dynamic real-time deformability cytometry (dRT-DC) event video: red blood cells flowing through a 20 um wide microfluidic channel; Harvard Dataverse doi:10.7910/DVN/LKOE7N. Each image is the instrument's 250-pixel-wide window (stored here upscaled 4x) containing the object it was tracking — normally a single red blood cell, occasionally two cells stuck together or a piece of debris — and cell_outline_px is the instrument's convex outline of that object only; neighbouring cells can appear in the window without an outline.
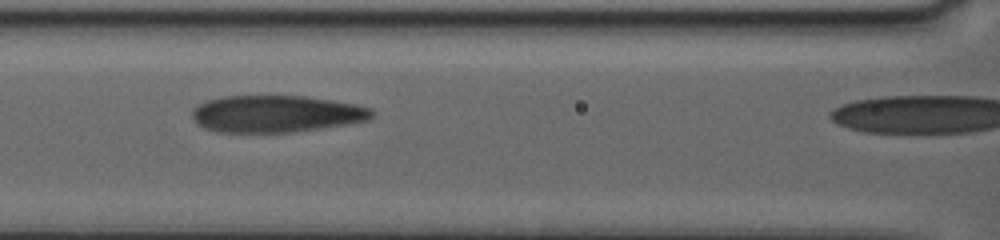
{"species": "human", "species_latin": "Homo sapiens", "temperature_condition": "warm", "stored_images_in_passage": 16, "camera_frame_rate_fps": 3000, "um_per_image_px": 0.085, "donor": {"sex": "female"}, "frame": {"image": 1, "passage_image": 10, "time_ms": 4.667, "image_size_px": [1000, 240], "cell_outline_px": [[376, 112], [368, 120], [296, 132], [216, 132], [204, 128], [196, 124], [192, 116], [192, 108], [208, 100], [224, 96], [304, 96], [332, 100], [372, 108]], "centroid_in_image_um": [23.44, 9.68], "position_along_channel_um": 143.2, "area_um2": 38.67}}
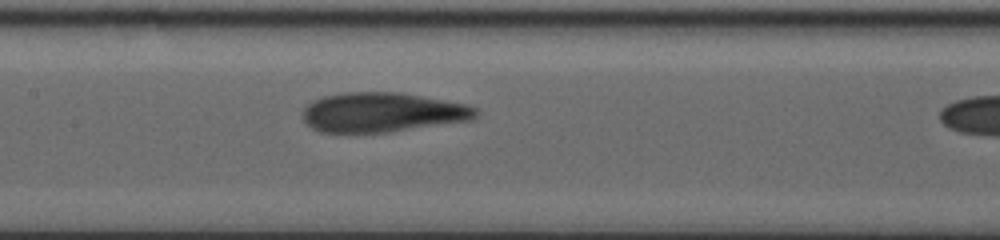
{"frame": {"image": 2, "passage_image": 12, "time_ms": 5.667, "image_size_px": [1000, 240], "cell_outline_px": [[480, 112], [472, 120], [388, 132], [320, 132], [312, 128], [304, 120], [304, 108], [308, 104], [324, 96], [344, 92], [400, 92], [464, 104], [476, 108]], "centroid_in_image_um": [32.51, 9.55], "position_along_channel_um": 174.9, "area_um2": 39.59}}